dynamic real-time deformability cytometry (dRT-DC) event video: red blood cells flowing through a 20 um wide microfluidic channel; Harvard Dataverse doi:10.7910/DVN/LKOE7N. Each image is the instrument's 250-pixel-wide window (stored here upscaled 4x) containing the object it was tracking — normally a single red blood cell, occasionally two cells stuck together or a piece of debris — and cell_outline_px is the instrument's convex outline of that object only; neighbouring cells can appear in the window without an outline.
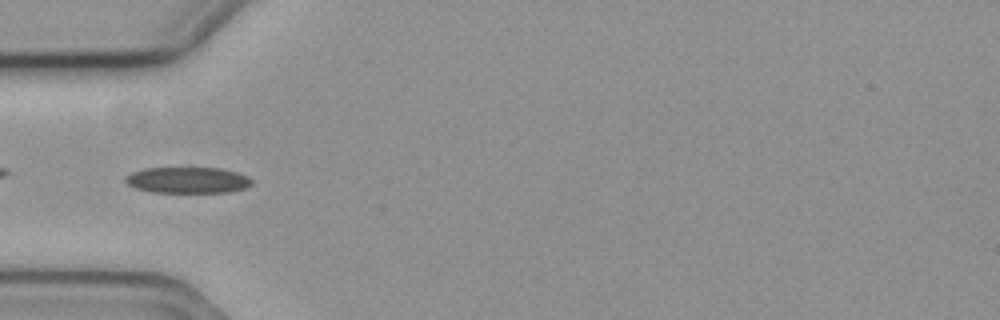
{"species": "common noctule bat (a hibernating species)", "species_latin": "Nyctalus noctula", "temperature_condition": "cold", "stored_images_in_passage": 8, "camera_frame_rate_fps": 3000, "um_per_image_px": 0.085, "animal": {"sex": "female", "body_mass_g": 19.3, "forearm_length_mm": 54.1}, "frame": {"image": 1, "passage_image": 6, "time_ms": 1.667, "image_size_px": [1000, 320], "cell_outline_px": [[252, 184], [244, 188], [228, 192], [152, 192], [136, 188], [128, 184], [124, 180], [124, 176], [132, 172], [144, 168], [220, 168], [236, 172], [248, 176], [252, 180]], "centroid_in_image_um": [15.93, 15.3], "position_along_channel_um": 69.1, "area_um2": 19.19}}
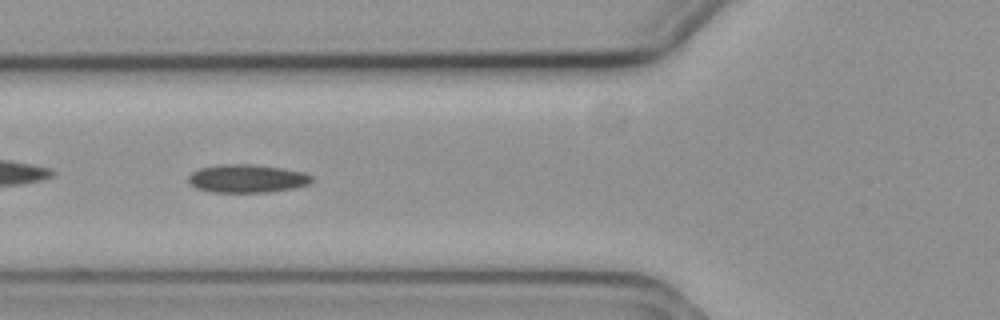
{"frame": {"image": 2, "passage_image": 7, "time_ms": 2.0, "image_size_px": [1000, 320], "cell_outline_px": [[312, 180], [308, 184], [292, 188], [268, 192], [212, 192], [196, 188], [188, 180], [188, 176], [192, 172], [200, 168], [220, 164], [252, 164], [280, 168], [304, 172], [312, 176]], "centroid_in_image_um": [20.98, 15.17], "position_along_channel_um": 104.8, "area_um2": 20.11}}